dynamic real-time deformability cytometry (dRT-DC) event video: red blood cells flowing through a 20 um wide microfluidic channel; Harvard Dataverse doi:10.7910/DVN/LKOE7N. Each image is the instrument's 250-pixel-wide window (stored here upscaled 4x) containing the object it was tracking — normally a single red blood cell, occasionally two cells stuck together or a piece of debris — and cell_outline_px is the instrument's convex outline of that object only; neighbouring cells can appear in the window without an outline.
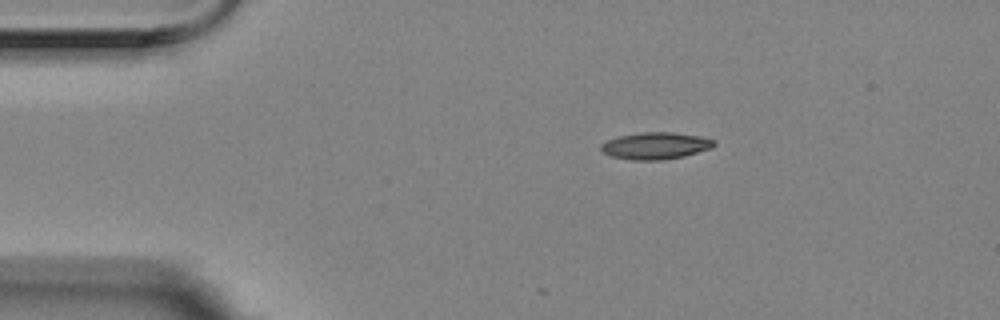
{"species": "Egyptian fruit bat (a non-hibernating species)", "species_latin": "Rousettus aegyptiacus", "temperature_condition": "room temperature", "stored_images_in_passage": 2, "camera_frame_rate_fps": 3000, "um_per_image_px": 0.085, "animal": {"sex": "female"}, "frame": {"image": 1, "passage_image": 1, "time_ms": 0.0, "image_size_px": [1000, 320], "cell_outline_px": [[716, 144], [712, 148], [684, 156], [660, 160], [632, 160], [612, 156], [604, 152], [600, 148], [600, 144], [608, 140], [620, 136], [640, 132], [672, 132], [700, 136], [716, 140]], "centroid_in_image_um": [55.75, 12.38], "position_along_channel_um": 29.2, "area_um2": 17.69}}